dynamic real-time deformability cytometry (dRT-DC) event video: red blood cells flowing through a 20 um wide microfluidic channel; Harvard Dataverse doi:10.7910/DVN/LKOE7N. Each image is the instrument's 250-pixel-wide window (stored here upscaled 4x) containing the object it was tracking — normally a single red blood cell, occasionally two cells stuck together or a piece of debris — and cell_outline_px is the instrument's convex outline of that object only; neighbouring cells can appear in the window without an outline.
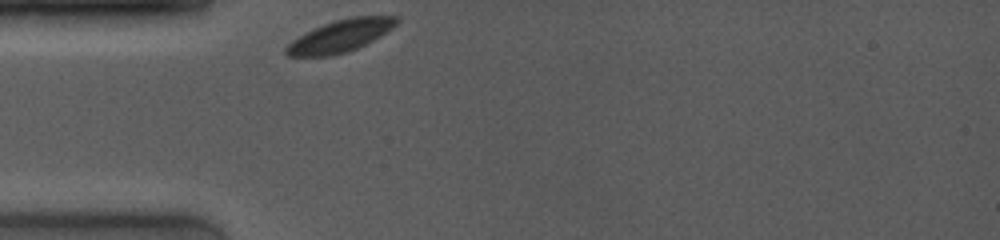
{"species": "common noctule bat (a hibernating species)", "species_latin": "Nyctalus noctula", "temperature_condition": "room temperature", "stored_images_in_passage": 5, "camera_frame_rate_fps": 4000, "um_per_image_px": 0.085, "animal": {"sex": "female", "body_mass_g": 19.0, "forearm_length_mm": 53.3}, "frame": {"image": 1, "passage_image": 1, "time_ms": 0.0, "image_size_px": [1000, 240], "cell_outline_px": [[400, 20], [392, 28], [380, 36], [348, 52], [332, 56], [288, 56], [284, 52], [284, 48], [292, 40], [324, 24], [336, 20], [352, 16], [400, 16]], "centroid_in_image_um": [28.94, 3.06], "position_along_channel_um": 56.1, "area_um2": 20.46}}